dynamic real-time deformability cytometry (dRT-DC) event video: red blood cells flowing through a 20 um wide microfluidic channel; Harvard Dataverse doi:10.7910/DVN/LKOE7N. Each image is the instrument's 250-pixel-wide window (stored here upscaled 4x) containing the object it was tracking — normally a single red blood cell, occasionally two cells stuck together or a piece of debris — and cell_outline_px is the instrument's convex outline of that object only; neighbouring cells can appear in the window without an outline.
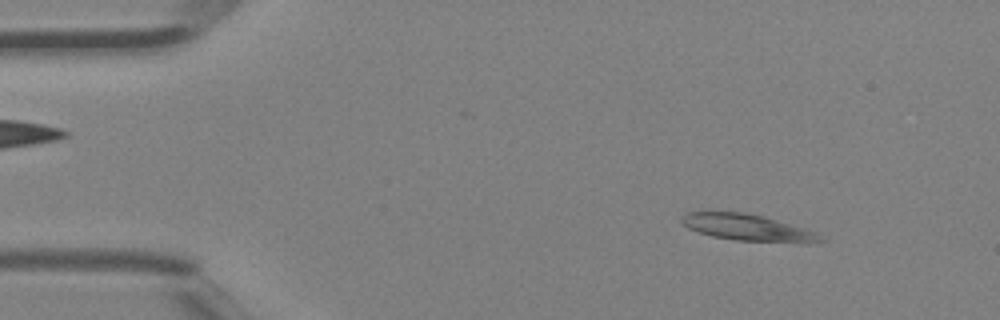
{"species": "Egyptian fruit bat (a non-hibernating species)", "species_latin": "Rousettus aegyptiacus", "temperature_condition": "room temperature", "stored_images_in_passage": 44, "camera_frame_rate_fps": 3000, "um_per_image_px": 0.085, "animal": {"sex": "female"}, "frame": {"image": 1, "passage_image": 5, "time_ms": 1.333, "image_size_px": [1000, 320], "cell_outline_px": [[824, 240], [808, 244], [736, 240], [712, 236], [688, 228], [680, 220], [680, 216], [688, 212], [744, 212], [764, 216], [816, 232]], "centroid_in_image_um": [63.57, 19.35], "position_along_channel_um": 21.4, "area_um2": 21.44}}
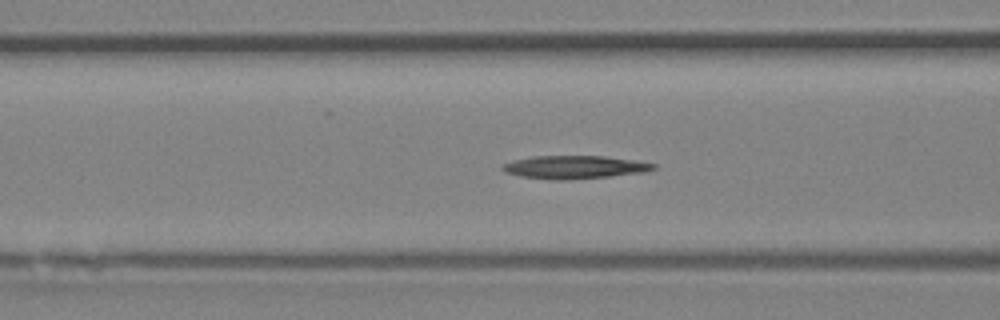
{"frame": {"image": 2, "passage_image": 17, "time_ms": 5.333, "image_size_px": [1000, 320], "cell_outline_px": [[656, 168], [644, 172], [608, 176], [568, 180], [552, 180], [520, 176], [504, 172], [500, 168], [500, 164], [512, 160], [532, 156], [604, 156], [636, 160], [656, 164]], "centroid_in_image_um": [48.77, 14.2], "position_along_channel_um": 117.8, "area_um2": 20.46}}
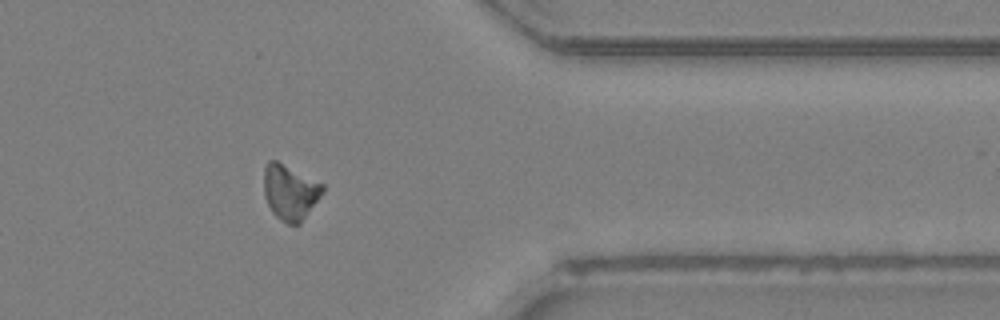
{"frame": {"image": 3, "passage_image": 36, "time_ms": 11.667, "image_size_px": [1000, 320], "cell_outline_px": [[324, 192], [300, 224], [288, 224], [280, 220], [272, 212], [264, 196], [264, 168], [268, 160], [276, 160], [324, 184]], "centroid_in_image_um": [24.65, 16.33], "position_along_channel_um": 386.7, "area_um2": 18.96}, "authors_computed_cell_mechanics": {"area_um2": 19.5364, "velocity_mm_per_s": 4.4918, "shape_relaxation_time_tau1_ms": 2.716, "shape_relaxation_time_tau2_ms": null, "deformation_change_tau1": 0.1292, "deformation_change_tau2": null}}